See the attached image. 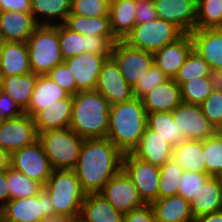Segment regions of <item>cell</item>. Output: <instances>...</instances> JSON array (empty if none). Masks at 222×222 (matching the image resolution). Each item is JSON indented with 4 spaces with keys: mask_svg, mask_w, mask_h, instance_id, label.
Segmentation results:
<instances>
[{
    "mask_svg": "<svg viewBox=\"0 0 222 222\" xmlns=\"http://www.w3.org/2000/svg\"><path fill=\"white\" fill-rule=\"evenodd\" d=\"M123 153L108 139H84L73 169L82 190L99 193L104 185L122 169Z\"/></svg>",
    "mask_w": 222,
    "mask_h": 222,
    "instance_id": "obj_1",
    "label": "cell"
},
{
    "mask_svg": "<svg viewBox=\"0 0 222 222\" xmlns=\"http://www.w3.org/2000/svg\"><path fill=\"white\" fill-rule=\"evenodd\" d=\"M146 127L147 112L141 99L134 97L110 106L107 138L123 154L134 150Z\"/></svg>",
    "mask_w": 222,
    "mask_h": 222,
    "instance_id": "obj_2",
    "label": "cell"
},
{
    "mask_svg": "<svg viewBox=\"0 0 222 222\" xmlns=\"http://www.w3.org/2000/svg\"><path fill=\"white\" fill-rule=\"evenodd\" d=\"M72 98L69 128L83 139L107 138L109 102L96 90L79 91Z\"/></svg>",
    "mask_w": 222,
    "mask_h": 222,
    "instance_id": "obj_3",
    "label": "cell"
},
{
    "mask_svg": "<svg viewBox=\"0 0 222 222\" xmlns=\"http://www.w3.org/2000/svg\"><path fill=\"white\" fill-rule=\"evenodd\" d=\"M43 188L48 192L55 215L77 216L86 193L73 169H53Z\"/></svg>",
    "mask_w": 222,
    "mask_h": 222,
    "instance_id": "obj_4",
    "label": "cell"
},
{
    "mask_svg": "<svg viewBox=\"0 0 222 222\" xmlns=\"http://www.w3.org/2000/svg\"><path fill=\"white\" fill-rule=\"evenodd\" d=\"M31 72L47 75L58 64L64 62L60 50L59 24L38 25L26 42Z\"/></svg>",
    "mask_w": 222,
    "mask_h": 222,
    "instance_id": "obj_5",
    "label": "cell"
},
{
    "mask_svg": "<svg viewBox=\"0 0 222 222\" xmlns=\"http://www.w3.org/2000/svg\"><path fill=\"white\" fill-rule=\"evenodd\" d=\"M53 169H74L84 139L72 129L49 130L38 134Z\"/></svg>",
    "mask_w": 222,
    "mask_h": 222,
    "instance_id": "obj_6",
    "label": "cell"
},
{
    "mask_svg": "<svg viewBox=\"0 0 222 222\" xmlns=\"http://www.w3.org/2000/svg\"><path fill=\"white\" fill-rule=\"evenodd\" d=\"M184 34L175 24L157 18L148 23L135 25L123 41L134 48L154 53L177 41Z\"/></svg>",
    "mask_w": 222,
    "mask_h": 222,
    "instance_id": "obj_7",
    "label": "cell"
},
{
    "mask_svg": "<svg viewBox=\"0 0 222 222\" xmlns=\"http://www.w3.org/2000/svg\"><path fill=\"white\" fill-rule=\"evenodd\" d=\"M4 222H43L55 216L50 195L43 188L38 195L9 200L2 208Z\"/></svg>",
    "mask_w": 222,
    "mask_h": 222,
    "instance_id": "obj_8",
    "label": "cell"
},
{
    "mask_svg": "<svg viewBox=\"0 0 222 222\" xmlns=\"http://www.w3.org/2000/svg\"><path fill=\"white\" fill-rule=\"evenodd\" d=\"M4 160L9 166L22 172L28 178L38 181L43 186L47 183L53 171L49 158L38 140L29 146L12 152Z\"/></svg>",
    "mask_w": 222,
    "mask_h": 222,
    "instance_id": "obj_9",
    "label": "cell"
},
{
    "mask_svg": "<svg viewBox=\"0 0 222 222\" xmlns=\"http://www.w3.org/2000/svg\"><path fill=\"white\" fill-rule=\"evenodd\" d=\"M112 58L118 64L122 76L134 88L154 65L153 53L129 46L118 40L113 48Z\"/></svg>",
    "mask_w": 222,
    "mask_h": 222,
    "instance_id": "obj_10",
    "label": "cell"
},
{
    "mask_svg": "<svg viewBox=\"0 0 222 222\" xmlns=\"http://www.w3.org/2000/svg\"><path fill=\"white\" fill-rule=\"evenodd\" d=\"M37 140L34 120L25 113L18 118L3 120L0 123V157L3 160L12 152Z\"/></svg>",
    "mask_w": 222,
    "mask_h": 222,
    "instance_id": "obj_11",
    "label": "cell"
},
{
    "mask_svg": "<svg viewBox=\"0 0 222 222\" xmlns=\"http://www.w3.org/2000/svg\"><path fill=\"white\" fill-rule=\"evenodd\" d=\"M122 169L136 185L139 195L146 204L158 199L160 168L145 162L131 153H125Z\"/></svg>",
    "mask_w": 222,
    "mask_h": 222,
    "instance_id": "obj_12",
    "label": "cell"
},
{
    "mask_svg": "<svg viewBox=\"0 0 222 222\" xmlns=\"http://www.w3.org/2000/svg\"><path fill=\"white\" fill-rule=\"evenodd\" d=\"M99 193L122 213L146 204L140 197L136 185L123 169L113 176Z\"/></svg>",
    "mask_w": 222,
    "mask_h": 222,
    "instance_id": "obj_13",
    "label": "cell"
},
{
    "mask_svg": "<svg viewBox=\"0 0 222 222\" xmlns=\"http://www.w3.org/2000/svg\"><path fill=\"white\" fill-rule=\"evenodd\" d=\"M172 116L179 135H184L185 140H205L217 131L202 113L200 105L181 102L173 111Z\"/></svg>",
    "mask_w": 222,
    "mask_h": 222,
    "instance_id": "obj_14",
    "label": "cell"
},
{
    "mask_svg": "<svg viewBox=\"0 0 222 222\" xmlns=\"http://www.w3.org/2000/svg\"><path fill=\"white\" fill-rule=\"evenodd\" d=\"M95 90L98 91L111 106L130 101L135 97L133 88L122 76L119 66L113 58H107L103 63Z\"/></svg>",
    "mask_w": 222,
    "mask_h": 222,
    "instance_id": "obj_15",
    "label": "cell"
},
{
    "mask_svg": "<svg viewBox=\"0 0 222 222\" xmlns=\"http://www.w3.org/2000/svg\"><path fill=\"white\" fill-rule=\"evenodd\" d=\"M107 57L95 53L82 52L64 60L74 77L79 91L95 90L103 63Z\"/></svg>",
    "mask_w": 222,
    "mask_h": 222,
    "instance_id": "obj_16",
    "label": "cell"
},
{
    "mask_svg": "<svg viewBox=\"0 0 222 222\" xmlns=\"http://www.w3.org/2000/svg\"><path fill=\"white\" fill-rule=\"evenodd\" d=\"M159 19L171 22L185 34L196 29L197 0H153Z\"/></svg>",
    "mask_w": 222,
    "mask_h": 222,
    "instance_id": "obj_17",
    "label": "cell"
},
{
    "mask_svg": "<svg viewBox=\"0 0 222 222\" xmlns=\"http://www.w3.org/2000/svg\"><path fill=\"white\" fill-rule=\"evenodd\" d=\"M192 50V38L190 34H184L177 41L167 44L160 50L154 52V64L168 79H174Z\"/></svg>",
    "mask_w": 222,
    "mask_h": 222,
    "instance_id": "obj_18",
    "label": "cell"
},
{
    "mask_svg": "<svg viewBox=\"0 0 222 222\" xmlns=\"http://www.w3.org/2000/svg\"><path fill=\"white\" fill-rule=\"evenodd\" d=\"M37 26L32 13L0 12V41L26 43Z\"/></svg>",
    "mask_w": 222,
    "mask_h": 222,
    "instance_id": "obj_19",
    "label": "cell"
},
{
    "mask_svg": "<svg viewBox=\"0 0 222 222\" xmlns=\"http://www.w3.org/2000/svg\"><path fill=\"white\" fill-rule=\"evenodd\" d=\"M174 147L159 134L146 127L138 145L131 154L155 166H162L173 157Z\"/></svg>",
    "mask_w": 222,
    "mask_h": 222,
    "instance_id": "obj_20",
    "label": "cell"
},
{
    "mask_svg": "<svg viewBox=\"0 0 222 222\" xmlns=\"http://www.w3.org/2000/svg\"><path fill=\"white\" fill-rule=\"evenodd\" d=\"M193 49L211 69L222 70V28L195 29L190 33Z\"/></svg>",
    "mask_w": 222,
    "mask_h": 222,
    "instance_id": "obj_21",
    "label": "cell"
},
{
    "mask_svg": "<svg viewBox=\"0 0 222 222\" xmlns=\"http://www.w3.org/2000/svg\"><path fill=\"white\" fill-rule=\"evenodd\" d=\"M73 98L59 99L53 104L39 111L34 117L37 134L49 131L69 128L72 118Z\"/></svg>",
    "mask_w": 222,
    "mask_h": 222,
    "instance_id": "obj_22",
    "label": "cell"
},
{
    "mask_svg": "<svg viewBox=\"0 0 222 222\" xmlns=\"http://www.w3.org/2000/svg\"><path fill=\"white\" fill-rule=\"evenodd\" d=\"M194 219L222 210V178L209 176L190 201Z\"/></svg>",
    "mask_w": 222,
    "mask_h": 222,
    "instance_id": "obj_23",
    "label": "cell"
},
{
    "mask_svg": "<svg viewBox=\"0 0 222 222\" xmlns=\"http://www.w3.org/2000/svg\"><path fill=\"white\" fill-rule=\"evenodd\" d=\"M0 64L2 77L31 73L26 43L0 41Z\"/></svg>",
    "mask_w": 222,
    "mask_h": 222,
    "instance_id": "obj_24",
    "label": "cell"
},
{
    "mask_svg": "<svg viewBox=\"0 0 222 222\" xmlns=\"http://www.w3.org/2000/svg\"><path fill=\"white\" fill-rule=\"evenodd\" d=\"M141 100L147 113L172 112L182 102L180 86L174 79H168Z\"/></svg>",
    "mask_w": 222,
    "mask_h": 222,
    "instance_id": "obj_25",
    "label": "cell"
},
{
    "mask_svg": "<svg viewBox=\"0 0 222 222\" xmlns=\"http://www.w3.org/2000/svg\"><path fill=\"white\" fill-rule=\"evenodd\" d=\"M79 222H124V213L116 210L100 193H88L81 205Z\"/></svg>",
    "mask_w": 222,
    "mask_h": 222,
    "instance_id": "obj_26",
    "label": "cell"
},
{
    "mask_svg": "<svg viewBox=\"0 0 222 222\" xmlns=\"http://www.w3.org/2000/svg\"><path fill=\"white\" fill-rule=\"evenodd\" d=\"M151 205L156 222H195L190 201L180 195L158 198Z\"/></svg>",
    "mask_w": 222,
    "mask_h": 222,
    "instance_id": "obj_27",
    "label": "cell"
},
{
    "mask_svg": "<svg viewBox=\"0 0 222 222\" xmlns=\"http://www.w3.org/2000/svg\"><path fill=\"white\" fill-rule=\"evenodd\" d=\"M69 96V93L58 86L47 75H38L29 108L24 113L33 118L39 111L47 108V106Z\"/></svg>",
    "mask_w": 222,
    "mask_h": 222,
    "instance_id": "obj_28",
    "label": "cell"
},
{
    "mask_svg": "<svg viewBox=\"0 0 222 222\" xmlns=\"http://www.w3.org/2000/svg\"><path fill=\"white\" fill-rule=\"evenodd\" d=\"M136 0H111L109 8L112 33L117 40H124L136 25Z\"/></svg>",
    "mask_w": 222,
    "mask_h": 222,
    "instance_id": "obj_29",
    "label": "cell"
},
{
    "mask_svg": "<svg viewBox=\"0 0 222 222\" xmlns=\"http://www.w3.org/2000/svg\"><path fill=\"white\" fill-rule=\"evenodd\" d=\"M37 77L38 75L33 72L27 75L2 77L0 90L8 94L25 112L29 108Z\"/></svg>",
    "mask_w": 222,
    "mask_h": 222,
    "instance_id": "obj_30",
    "label": "cell"
},
{
    "mask_svg": "<svg viewBox=\"0 0 222 222\" xmlns=\"http://www.w3.org/2000/svg\"><path fill=\"white\" fill-rule=\"evenodd\" d=\"M72 0H31V13L38 25L65 23Z\"/></svg>",
    "mask_w": 222,
    "mask_h": 222,
    "instance_id": "obj_31",
    "label": "cell"
},
{
    "mask_svg": "<svg viewBox=\"0 0 222 222\" xmlns=\"http://www.w3.org/2000/svg\"><path fill=\"white\" fill-rule=\"evenodd\" d=\"M173 158L184 171L207 173L201 140L180 142L174 147Z\"/></svg>",
    "mask_w": 222,
    "mask_h": 222,
    "instance_id": "obj_32",
    "label": "cell"
},
{
    "mask_svg": "<svg viewBox=\"0 0 222 222\" xmlns=\"http://www.w3.org/2000/svg\"><path fill=\"white\" fill-rule=\"evenodd\" d=\"M69 29L83 36L93 35L105 38H115L111 30L110 16L85 17L72 12L64 23Z\"/></svg>",
    "mask_w": 222,
    "mask_h": 222,
    "instance_id": "obj_33",
    "label": "cell"
},
{
    "mask_svg": "<svg viewBox=\"0 0 222 222\" xmlns=\"http://www.w3.org/2000/svg\"><path fill=\"white\" fill-rule=\"evenodd\" d=\"M147 127L173 147L185 140L184 135H179V128L174 122L172 112L147 113Z\"/></svg>",
    "mask_w": 222,
    "mask_h": 222,
    "instance_id": "obj_34",
    "label": "cell"
},
{
    "mask_svg": "<svg viewBox=\"0 0 222 222\" xmlns=\"http://www.w3.org/2000/svg\"><path fill=\"white\" fill-rule=\"evenodd\" d=\"M7 181L10 193V200L27 198L43 189V185L36 180L28 178L22 172L15 170L7 163Z\"/></svg>",
    "mask_w": 222,
    "mask_h": 222,
    "instance_id": "obj_35",
    "label": "cell"
},
{
    "mask_svg": "<svg viewBox=\"0 0 222 222\" xmlns=\"http://www.w3.org/2000/svg\"><path fill=\"white\" fill-rule=\"evenodd\" d=\"M222 28V0H197L196 29Z\"/></svg>",
    "mask_w": 222,
    "mask_h": 222,
    "instance_id": "obj_36",
    "label": "cell"
},
{
    "mask_svg": "<svg viewBox=\"0 0 222 222\" xmlns=\"http://www.w3.org/2000/svg\"><path fill=\"white\" fill-rule=\"evenodd\" d=\"M160 168V180L158 198L178 195V185L183 173V169L172 157Z\"/></svg>",
    "mask_w": 222,
    "mask_h": 222,
    "instance_id": "obj_37",
    "label": "cell"
},
{
    "mask_svg": "<svg viewBox=\"0 0 222 222\" xmlns=\"http://www.w3.org/2000/svg\"><path fill=\"white\" fill-rule=\"evenodd\" d=\"M203 155L207 174L222 178V134L216 132L203 140Z\"/></svg>",
    "mask_w": 222,
    "mask_h": 222,
    "instance_id": "obj_38",
    "label": "cell"
},
{
    "mask_svg": "<svg viewBox=\"0 0 222 222\" xmlns=\"http://www.w3.org/2000/svg\"><path fill=\"white\" fill-rule=\"evenodd\" d=\"M210 70L209 64L193 49L178 70L174 80L180 86L186 81L208 77Z\"/></svg>",
    "mask_w": 222,
    "mask_h": 222,
    "instance_id": "obj_39",
    "label": "cell"
},
{
    "mask_svg": "<svg viewBox=\"0 0 222 222\" xmlns=\"http://www.w3.org/2000/svg\"><path fill=\"white\" fill-rule=\"evenodd\" d=\"M182 102L201 105L213 92L208 77L196 78L180 85Z\"/></svg>",
    "mask_w": 222,
    "mask_h": 222,
    "instance_id": "obj_40",
    "label": "cell"
},
{
    "mask_svg": "<svg viewBox=\"0 0 222 222\" xmlns=\"http://www.w3.org/2000/svg\"><path fill=\"white\" fill-rule=\"evenodd\" d=\"M59 42L63 60L87 52L86 38L69 29L64 23L59 24Z\"/></svg>",
    "mask_w": 222,
    "mask_h": 222,
    "instance_id": "obj_41",
    "label": "cell"
},
{
    "mask_svg": "<svg viewBox=\"0 0 222 222\" xmlns=\"http://www.w3.org/2000/svg\"><path fill=\"white\" fill-rule=\"evenodd\" d=\"M111 0H72L71 12L85 17L109 15Z\"/></svg>",
    "mask_w": 222,
    "mask_h": 222,
    "instance_id": "obj_42",
    "label": "cell"
},
{
    "mask_svg": "<svg viewBox=\"0 0 222 222\" xmlns=\"http://www.w3.org/2000/svg\"><path fill=\"white\" fill-rule=\"evenodd\" d=\"M200 107L204 116L218 131L222 127V92L213 91Z\"/></svg>",
    "mask_w": 222,
    "mask_h": 222,
    "instance_id": "obj_43",
    "label": "cell"
},
{
    "mask_svg": "<svg viewBox=\"0 0 222 222\" xmlns=\"http://www.w3.org/2000/svg\"><path fill=\"white\" fill-rule=\"evenodd\" d=\"M209 176L210 175L207 173L188 172L183 170L178 185V195L191 201L199 190L200 185H202Z\"/></svg>",
    "mask_w": 222,
    "mask_h": 222,
    "instance_id": "obj_44",
    "label": "cell"
},
{
    "mask_svg": "<svg viewBox=\"0 0 222 222\" xmlns=\"http://www.w3.org/2000/svg\"><path fill=\"white\" fill-rule=\"evenodd\" d=\"M166 80H168V77L154 64L133 88L134 96L141 99L144 95Z\"/></svg>",
    "mask_w": 222,
    "mask_h": 222,
    "instance_id": "obj_45",
    "label": "cell"
},
{
    "mask_svg": "<svg viewBox=\"0 0 222 222\" xmlns=\"http://www.w3.org/2000/svg\"><path fill=\"white\" fill-rule=\"evenodd\" d=\"M47 76L70 95L73 96L79 92L74 77L64 62L53 68Z\"/></svg>",
    "mask_w": 222,
    "mask_h": 222,
    "instance_id": "obj_46",
    "label": "cell"
},
{
    "mask_svg": "<svg viewBox=\"0 0 222 222\" xmlns=\"http://www.w3.org/2000/svg\"><path fill=\"white\" fill-rule=\"evenodd\" d=\"M87 52L104 55L107 58H112V52L116 38H105L100 36L86 35Z\"/></svg>",
    "mask_w": 222,
    "mask_h": 222,
    "instance_id": "obj_47",
    "label": "cell"
},
{
    "mask_svg": "<svg viewBox=\"0 0 222 222\" xmlns=\"http://www.w3.org/2000/svg\"><path fill=\"white\" fill-rule=\"evenodd\" d=\"M137 10L135 14L136 25L151 22L158 18L153 0H136Z\"/></svg>",
    "mask_w": 222,
    "mask_h": 222,
    "instance_id": "obj_48",
    "label": "cell"
},
{
    "mask_svg": "<svg viewBox=\"0 0 222 222\" xmlns=\"http://www.w3.org/2000/svg\"><path fill=\"white\" fill-rule=\"evenodd\" d=\"M24 112L6 93L0 90V121L22 116Z\"/></svg>",
    "mask_w": 222,
    "mask_h": 222,
    "instance_id": "obj_49",
    "label": "cell"
},
{
    "mask_svg": "<svg viewBox=\"0 0 222 222\" xmlns=\"http://www.w3.org/2000/svg\"><path fill=\"white\" fill-rule=\"evenodd\" d=\"M124 222H156L155 214L151 204L124 213Z\"/></svg>",
    "mask_w": 222,
    "mask_h": 222,
    "instance_id": "obj_50",
    "label": "cell"
},
{
    "mask_svg": "<svg viewBox=\"0 0 222 222\" xmlns=\"http://www.w3.org/2000/svg\"><path fill=\"white\" fill-rule=\"evenodd\" d=\"M10 200V193L7 181V162L0 161V208Z\"/></svg>",
    "mask_w": 222,
    "mask_h": 222,
    "instance_id": "obj_51",
    "label": "cell"
},
{
    "mask_svg": "<svg viewBox=\"0 0 222 222\" xmlns=\"http://www.w3.org/2000/svg\"><path fill=\"white\" fill-rule=\"evenodd\" d=\"M31 13V0H0V11Z\"/></svg>",
    "mask_w": 222,
    "mask_h": 222,
    "instance_id": "obj_52",
    "label": "cell"
},
{
    "mask_svg": "<svg viewBox=\"0 0 222 222\" xmlns=\"http://www.w3.org/2000/svg\"><path fill=\"white\" fill-rule=\"evenodd\" d=\"M208 79L213 91L222 92V70L211 69Z\"/></svg>",
    "mask_w": 222,
    "mask_h": 222,
    "instance_id": "obj_53",
    "label": "cell"
},
{
    "mask_svg": "<svg viewBox=\"0 0 222 222\" xmlns=\"http://www.w3.org/2000/svg\"><path fill=\"white\" fill-rule=\"evenodd\" d=\"M195 222H222V210L200 216Z\"/></svg>",
    "mask_w": 222,
    "mask_h": 222,
    "instance_id": "obj_54",
    "label": "cell"
},
{
    "mask_svg": "<svg viewBox=\"0 0 222 222\" xmlns=\"http://www.w3.org/2000/svg\"><path fill=\"white\" fill-rule=\"evenodd\" d=\"M43 222H79L77 216L55 215L46 218Z\"/></svg>",
    "mask_w": 222,
    "mask_h": 222,
    "instance_id": "obj_55",
    "label": "cell"
},
{
    "mask_svg": "<svg viewBox=\"0 0 222 222\" xmlns=\"http://www.w3.org/2000/svg\"><path fill=\"white\" fill-rule=\"evenodd\" d=\"M3 221V216H2V208H0V222Z\"/></svg>",
    "mask_w": 222,
    "mask_h": 222,
    "instance_id": "obj_56",
    "label": "cell"
},
{
    "mask_svg": "<svg viewBox=\"0 0 222 222\" xmlns=\"http://www.w3.org/2000/svg\"><path fill=\"white\" fill-rule=\"evenodd\" d=\"M1 80H2V73H1V64H0V83H1Z\"/></svg>",
    "mask_w": 222,
    "mask_h": 222,
    "instance_id": "obj_57",
    "label": "cell"
},
{
    "mask_svg": "<svg viewBox=\"0 0 222 222\" xmlns=\"http://www.w3.org/2000/svg\"><path fill=\"white\" fill-rule=\"evenodd\" d=\"M217 132H219L220 134H222V127H221Z\"/></svg>",
    "mask_w": 222,
    "mask_h": 222,
    "instance_id": "obj_58",
    "label": "cell"
}]
</instances>
